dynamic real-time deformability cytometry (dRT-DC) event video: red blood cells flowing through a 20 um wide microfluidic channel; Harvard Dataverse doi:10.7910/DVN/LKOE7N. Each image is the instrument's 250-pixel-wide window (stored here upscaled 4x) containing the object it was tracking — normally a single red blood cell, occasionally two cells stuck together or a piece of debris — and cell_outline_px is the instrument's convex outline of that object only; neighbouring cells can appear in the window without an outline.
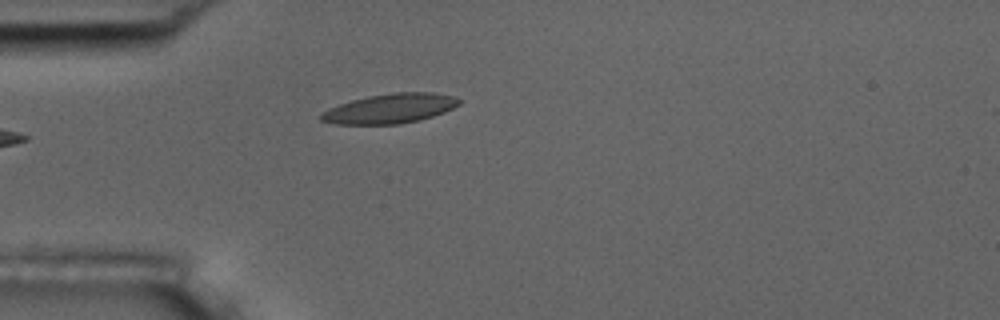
{"species": "common noctule bat (a hibernating species)", "species_latin": "Nyctalus noctula", "temperature_condition": "room temperature", "stored_images_in_passage": 3, "camera_frame_rate_fps": 3000, "um_per_image_px": 0.085, "animal": {"sex": "male", "body_mass_g": 17.5, "forearm_length_mm": 52.3}, "frame": {"image": 1, "passage_image": 2, "time_ms": 1.333, "image_size_px": [1000, 320], "cell_outline_px": [[460, 104], [444, 112], [420, 120], [400, 124], [332, 124], [320, 120], [320, 116], [328, 108], [352, 100], [368, 96], [392, 92], [432, 92], [452, 96], [460, 100]], "centroid_in_image_um": [33.14, 9.22], "position_along_channel_um": 51.9, "area_um2": 23.76}}